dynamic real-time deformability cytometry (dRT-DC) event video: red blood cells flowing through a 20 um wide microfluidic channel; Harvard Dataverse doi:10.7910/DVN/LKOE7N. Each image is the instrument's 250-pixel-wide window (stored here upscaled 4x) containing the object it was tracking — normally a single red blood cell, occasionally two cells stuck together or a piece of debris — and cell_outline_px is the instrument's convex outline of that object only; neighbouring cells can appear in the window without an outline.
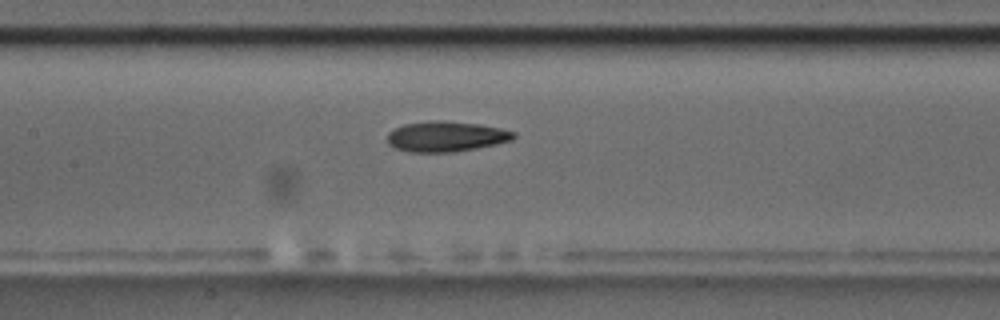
{"species": "common noctule bat (a hibernating species)", "species_latin": "Nyctalus noctula", "temperature_condition": "room temperature", "stored_images_in_passage": 10, "segment_of_instrument_passage": [2, 2], "camera_frame_rate_fps": 3000, "um_per_image_px": 0.085, "animal": {"sex": "male", "body_mass_g": 17.5, "forearm_length_mm": 52.3}, "frame": {"image": 1, "passage_image": 10, "time_ms": 10.333, "image_size_px": [1000, 320], "cell_outline_px": [[516, 136], [512, 140], [496, 144], [476, 148], [452, 152], [412, 152], [392, 148], [388, 144], [388, 132], [392, 128], [404, 124], [432, 120], [440, 120], [480, 124], [500, 128], [516, 132]], "centroid_in_image_um": [37.89, 11.59], "position_along_channel_um": 169.5, "area_um2": 22.54}}